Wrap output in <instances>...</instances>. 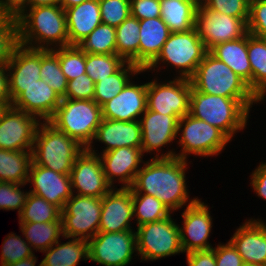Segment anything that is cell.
<instances>
[{
    "instance_id": "1",
    "label": "cell",
    "mask_w": 266,
    "mask_h": 266,
    "mask_svg": "<svg viewBox=\"0 0 266 266\" xmlns=\"http://www.w3.org/2000/svg\"><path fill=\"white\" fill-rule=\"evenodd\" d=\"M177 157L155 158L144 161L130 188L132 194H146L159 199L173 214L194 203L190 198L186 174L193 162ZM190 163V164H189Z\"/></svg>"
},
{
    "instance_id": "2",
    "label": "cell",
    "mask_w": 266,
    "mask_h": 266,
    "mask_svg": "<svg viewBox=\"0 0 266 266\" xmlns=\"http://www.w3.org/2000/svg\"><path fill=\"white\" fill-rule=\"evenodd\" d=\"M5 32L20 45L33 49L69 46L66 15L61 6L29 7Z\"/></svg>"
},
{
    "instance_id": "3",
    "label": "cell",
    "mask_w": 266,
    "mask_h": 266,
    "mask_svg": "<svg viewBox=\"0 0 266 266\" xmlns=\"http://www.w3.org/2000/svg\"><path fill=\"white\" fill-rule=\"evenodd\" d=\"M207 52L196 28L187 32H172L157 58L145 69V72L146 74L154 72L153 75L156 76L161 72L162 74L158 75L161 77L166 71V75L175 71L167 78L174 75L175 78L190 79Z\"/></svg>"
},
{
    "instance_id": "4",
    "label": "cell",
    "mask_w": 266,
    "mask_h": 266,
    "mask_svg": "<svg viewBox=\"0 0 266 266\" xmlns=\"http://www.w3.org/2000/svg\"><path fill=\"white\" fill-rule=\"evenodd\" d=\"M191 85L201 93L238 99L251 112L252 108L263 104L250 90L248 84L227 64L218 60L209 51L190 78Z\"/></svg>"
},
{
    "instance_id": "5",
    "label": "cell",
    "mask_w": 266,
    "mask_h": 266,
    "mask_svg": "<svg viewBox=\"0 0 266 266\" xmlns=\"http://www.w3.org/2000/svg\"><path fill=\"white\" fill-rule=\"evenodd\" d=\"M250 113L238 99L201 93L191 85L189 114L217 127L231 141L249 127Z\"/></svg>"
},
{
    "instance_id": "6",
    "label": "cell",
    "mask_w": 266,
    "mask_h": 266,
    "mask_svg": "<svg viewBox=\"0 0 266 266\" xmlns=\"http://www.w3.org/2000/svg\"><path fill=\"white\" fill-rule=\"evenodd\" d=\"M84 149L48 121L41 122L32 147V163L60 174H70L76 157Z\"/></svg>"
},
{
    "instance_id": "7",
    "label": "cell",
    "mask_w": 266,
    "mask_h": 266,
    "mask_svg": "<svg viewBox=\"0 0 266 266\" xmlns=\"http://www.w3.org/2000/svg\"><path fill=\"white\" fill-rule=\"evenodd\" d=\"M230 142L232 141L217 127L187 114L178 122L175 144L176 150H180L175 152V157L183 160H189L193 155V158H217Z\"/></svg>"
},
{
    "instance_id": "8",
    "label": "cell",
    "mask_w": 266,
    "mask_h": 266,
    "mask_svg": "<svg viewBox=\"0 0 266 266\" xmlns=\"http://www.w3.org/2000/svg\"><path fill=\"white\" fill-rule=\"evenodd\" d=\"M102 119V107L94 100L61 98L59 106L48 122L84 148H88Z\"/></svg>"
},
{
    "instance_id": "9",
    "label": "cell",
    "mask_w": 266,
    "mask_h": 266,
    "mask_svg": "<svg viewBox=\"0 0 266 266\" xmlns=\"http://www.w3.org/2000/svg\"><path fill=\"white\" fill-rule=\"evenodd\" d=\"M0 53L8 73V85L13 102L22 92L40 78L41 49L20 45L5 31H0Z\"/></svg>"
},
{
    "instance_id": "10",
    "label": "cell",
    "mask_w": 266,
    "mask_h": 266,
    "mask_svg": "<svg viewBox=\"0 0 266 266\" xmlns=\"http://www.w3.org/2000/svg\"><path fill=\"white\" fill-rule=\"evenodd\" d=\"M173 215L172 213L165 219L145 223L135 229L137 260L153 262L169 256L184 254L179 224Z\"/></svg>"
},
{
    "instance_id": "11",
    "label": "cell",
    "mask_w": 266,
    "mask_h": 266,
    "mask_svg": "<svg viewBox=\"0 0 266 266\" xmlns=\"http://www.w3.org/2000/svg\"><path fill=\"white\" fill-rule=\"evenodd\" d=\"M152 77L147 82V109L163 115H177L179 118L189 114L190 79L163 77V80L159 76Z\"/></svg>"
},
{
    "instance_id": "12",
    "label": "cell",
    "mask_w": 266,
    "mask_h": 266,
    "mask_svg": "<svg viewBox=\"0 0 266 266\" xmlns=\"http://www.w3.org/2000/svg\"><path fill=\"white\" fill-rule=\"evenodd\" d=\"M101 198L73 194L61 210L63 237L89 241L99 232Z\"/></svg>"
},
{
    "instance_id": "13",
    "label": "cell",
    "mask_w": 266,
    "mask_h": 266,
    "mask_svg": "<svg viewBox=\"0 0 266 266\" xmlns=\"http://www.w3.org/2000/svg\"><path fill=\"white\" fill-rule=\"evenodd\" d=\"M179 119L177 115H163L146 109L139 120L144 156L148 157L149 154L151 159L175 157L176 149L171 145L177 141ZM164 147H167V150H164Z\"/></svg>"
},
{
    "instance_id": "14",
    "label": "cell",
    "mask_w": 266,
    "mask_h": 266,
    "mask_svg": "<svg viewBox=\"0 0 266 266\" xmlns=\"http://www.w3.org/2000/svg\"><path fill=\"white\" fill-rule=\"evenodd\" d=\"M88 243L89 261L102 266H128L138 256L135 230L98 232Z\"/></svg>"
},
{
    "instance_id": "15",
    "label": "cell",
    "mask_w": 266,
    "mask_h": 266,
    "mask_svg": "<svg viewBox=\"0 0 266 266\" xmlns=\"http://www.w3.org/2000/svg\"><path fill=\"white\" fill-rule=\"evenodd\" d=\"M195 28L207 51L218 44L243 37L247 24L241 19L210 10L200 4L197 7Z\"/></svg>"
},
{
    "instance_id": "16",
    "label": "cell",
    "mask_w": 266,
    "mask_h": 266,
    "mask_svg": "<svg viewBox=\"0 0 266 266\" xmlns=\"http://www.w3.org/2000/svg\"><path fill=\"white\" fill-rule=\"evenodd\" d=\"M206 200L198 198L194 203L184 207L181 213L179 224L181 246L184 253H189L197 250H207L214 247L216 244H211L213 228V217ZM182 223V224H181Z\"/></svg>"
},
{
    "instance_id": "17",
    "label": "cell",
    "mask_w": 266,
    "mask_h": 266,
    "mask_svg": "<svg viewBox=\"0 0 266 266\" xmlns=\"http://www.w3.org/2000/svg\"><path fill=\"white\" fill-rule=\"evenodd\" d=\"M70 178L73 194L80 196L102 198L113 188L103 172L99 155L87 148L76 157Z\"/></svg>"
},
{
    "instance_id": "18",
    "label": "cell",
    "mask_w": 266,
    "mask_h": 266,
    "mask_svg": "<svg viewBox=\"0 0 266 266\" xmlns=\"http://www.w3.org/2000/svg\"><path fill=\"white\" fill-rule=\"evenodd\" d=\"M40 123L37 117L10 106L0 120V149L32 151Z\"/></svg>"
},
{
    "instance_id": "19",
    "label": "cell",
    "mask_w": 266,
    "mask_h": 266,
    "mask_svg": "<svg viewBox=\"0 0 266 266\" xmlns=\"http://www.w3.org/2000/svg\"><path fill=\"white\" fill-rule=\"evenodd\" d=\"M99 157L106 179L113 188H131L145 161L142 149L131 147L116 148Z\"/></svg>"
},
{
    "instance_id": "20",
    "label": "cell",
    "mask_w": 266,
    "mask_h": 266,
    "mask_svg": "<svg viewBox=\"0 0 266 266\" xmlns=\"http://www.w3.org/2000/svg\"><path fill=\"white\" fill-rule=\"evenodd\" d=\"M141 73L145 74V70H141L118 95L102 106L103 118L117 121L140 120L147 109V82L140 81L139 84L137 77Z\"/></svg>"
},
{
    "instance_id": "21",
    "label": "cell",
    "mask_w": 266,
    "mask_h": 266,
    "mask_svg": "<svg viewBox=\"0 0 266 266\" xmlns=\"http://www.w3.org/2000/svg\"><path fill=\"white\" fill-rule=\"evenodd\" d=\"M130 188H112L101 198L99 232L135 230Z\"/></svg>"
},
{
    "instance_id": "22",
    "label": "cell",
    "mask_w": 266,
    "mask_h": 266,
    "mask_svg": "<svg viewBox=\"0 0 266 266\" xmlns=\"http://www.w3.org/2000/svg\"><path fill=\"white\" fill-rule=\"evenodd\" d=\"M239 225L229 241L244 263L266 266V220L250 217Z\"/></svg>"
},
{
    "instance_id": "23",
    "label": "cell",
    "mask_w": 266,
    "mask_h": 266,
    "mask_svg": "<svg viewBox=\"0 0 266 266\" xmlns=\"http://www.w3.org/2000/svg\"><path fill=\"white\" fill-rule=\"evenodd\" d=\"M97 142L104 145L100 153L95 146ZM141 142L142 132L139 120L117 121L103 118L94 140L87 149L99 155L120 147L141 148Z\"/></svg>"
},
{
    "instance_id": "24",
    "label": "cell",
    "mask_w": 266,
    "mask_h": 266,
    "mask_svg": "<svg viewBox=\"0 0 266 266\" xmlns=\"http://www.w3.org/2000/svg\"><path fill=\"white\" fill-rule=\"evenodd\" d=\"M27 184L30 193L55 204L61 210L73 195L70 174H60L33 163L30 165Z\"/></svg>"
},
{
    "instance_id": "25",
    "label": "cell",
    "mask_w": 266,
    "mask_h": 266,
    "mask_svg": "<svg viewBox=\"0 0 266 266\" xmlns=\"http://www.w3.org/2000/svg\"><path fill=\"white\" fill-rule=\"evenodd\" d=\"M61 102V97L43 79L23 88V92L11 106L37 117L41 122L49 121Z\"/></svg>"
},
{
    "instance_id": "26",
    "label": "cell",
    "mask_w": 266,
    "mask_h": 266,
    "mask_svg": "<svg viewBox=\"0 0 266 266\" xmlns=\"http://www.w3.org/2000/svg\"><path fill=\"white\" fill-rule=\"evenodd\" d=\"M66 15L69 46L78 45L101 21L99 0H87L64 9Z\"/></svg>"
},
{
    "instance_id": "27",
    "label": "cell",
    "mask_w": 266,
    "mask_h": 266,
    "mask_svg": "<svg viewBox=\"0 0 266 266\" xmlns=\"http://www.w3.org/2000/svg\"><path fill=\"white\" fill-rule=\"evenodd\" d=\"M139 68L145 70L172 33L161 17L139 20Z\"/></svg>"
},
{
    "instance_id": "28",
    "label": "cell",
    "mask_w": 266,
    "mask_h": 266,
    "mask_svg": "<svg viewBox=\"0 0 266 266\" xmlns=\"http://www.w3.org/2000/svg\"><path fill=\"white\" fill-rule=\"evenodd\" d=\"M218 60L227 64L252 91V72L247 50V33L236 40L216 45L209 51Z\"/></svg>"
},
{
    "instance_id": "29",
    "label": "cell",
    "mask_w": 266,
    "mask_h": 266,
    "mask_svg": "<svg viewBox=\"0 0 266 266\" xmlns=\"http://www.w3.org/2000/svg\"><path fill=\"white\" fill-rule=\"evenodd\" d=\"M62 239L68 240L61 242ZM43 253L41 266H78L80 261L89 260L87 240L62 237Z\"/></svg>"
},
{
    "instance_id": "30",
    "label": "cell",
    "mask_w": 266,
    "mask_h": 266,
    "mask_svg": "<svg viewBox=\"0 0 266 266\" xmlns=\"http://www.w3.org/2000/svg\"><path fill=\"white\" fill-rule=\"evenodd\" d=\"M247 50L252 72V92L266 102V39L247 32Z\"/></svg>"
},
{
    "instance_id": "31",
    "label": "cell",
    "mask_w": 266,
    "mask_h": 266,
    "mask_svg": "<svg viewBox=\"0 0 266 266\" xmlns=\"http://www.w3.org/2000/svg\"><path fill=\"white\" fill-rule=\"evenodd\" d=\"M160 17L171 32H187L195 28L197 6L180 0H160Z\"/></svg>"
},
{
    "instance_id": "32",
    "label": "cell",
    "mask_w": 266,
    "mask_h": 266,
    "mask_svg": "<svg viewBox=\"0 0 266 266\" xmlns=\"http://www.w3.org/2000/svg\"><path fill=\"white\" fill-rule=\"evenodd\" d=\"M19 232L23 234L31 249L35 252L48 250L63 237L62 222H18Z\"/></svg>"
},
{
    "instance_id": "33",
    "label": "cell",
    "mask_w": 266,
    "mask_h": 266,
    "mask_svg": "<svg viewBox=\"0 0 266 266\" xmlns=\"http://www.w3.org/2000/svg\"><path fill=\"white\" fill-rule=\"evenodd\" d=\"M32 151L0 149V182H28Z\"/></svg>"
},
{
    "instance_id": "34",
    "label": "cell",
    "mask_w": 266,
    "mask_h": 266,
    "mask_svg": "<svg viewBox=\"0 0 266 266\" xmlns=\"http://www.w3.org/2000/svg\"><path fill=\"white\" fill-rule=\"evenodd\" d=\"M140 71L141 69L138 66L131 62H126L117 72L95 83L93 100L102 107L118 95Z\"/></svg>"
},
{
    "instance_id": "35",
    "label": "cell",
    "mask_w": 266,
    "mask_h": 266,
    "mask_svg": "<svg viewBox=\"0 0 266 266\" xmlns=\"http://www.w3.org/2000/svg\"><path fill=\"white\" fill-rule=\"evenodd\" d=\"M115 29L117 55L139 67V20L130 15Z\"/></svg>"
},
{
    "instance_id": "36",
    "label": "cell",
    "mask_w": 266,
    "mask_h": 266,
    "mask_svg": "<svg viewBox=\"0 0 266 266\" xmlns=\"http://www.w3.org/2000/svg\"><path fill=\"white\" fill-rule=\"evenodd\" d=\"M18 218V222H62L58 206L30 192Z\"/></svg>"
},
{
    "instance_id": "37",
    "label": "cell",
    "mask_w": 266,
    "mask_h": 266,
    "mask_svg": "<svg viewBox=\"0 0 266 266\" xmlns=\"http://www.w3.org/2000/svg\"><path fill=\"white\" fill-rule=\"evenodd\" d=\"M132 203L135 228L145 223L165 219L172 214L159 199L151 195L132 194Z\"/></svg>"
},
{
    "instance_id": "38",
    "label": "cell",
    "mask_w": 266,
    "mask_h": 266,
    "mask_svg": "<svg viewBox=\"0 0 266 266\" xmlns=\"http://www.w3.org/2000/svg\"><path fill=\"white\" fill-rule=\"evenodd\" d=\"M78 46L89 54H117L116 29L101 23Z\"/></svg>"
},
{
    "instance_id": "39",
    "label": "cell",
    "mask_w": 266,
    "mask_h": 266,
    "mask_svg": "<svg viewBox=\"0 0 266 266\" xmlns=\"http://www.w3.org/2000/svg\"><path fill=\"white\" fill-rule=\"evenodd\" d=\"M40 78L61 98L67 90V79L62 73L57 55L50 49H41Z\"/></svg>"
},
{
    "instance_id": "40",
    "label": "cell",
    "mask_w": 266,
    "mask_h": 266,
    "mask_svg": "<svg viewBox=\"0 0 266 266\" xmlns=\"http://www.w3.org/2000/svg\"><path fill=\"white\" fill-rule=\"evenodd\" d=\"M126 61L117 54H89L85 52L86 74L94 83L117 72Z\"/></svg>"
},
{
    "instance_id": "41",
    "label": "cell",
    "mask_w": 266,
    "mask_h": 266,
    "mask_svg": "<svg viewBox=\"0 0 266 266\" xmlns=\"http://www.w3.org/2000/svg\"><path fill=\"white\" fill-rule=\"evenodd\" d=\"M58 57L62 73L67 81L85 74V52L78 45L51 49Z\"/></svg>"
},
{
    "instance_id": "42",
    "label": "cell",
    "mask_w": 266,
    "mask_h": 266,
    "mask_svg": "<svg viewBox=\"0 0 266 266\" xmlns=\"http://www.w3.org/2000/svg\"><path fill=\"white\" fill-rule=\"evenodd\" d=\"M10 232L2 242L0 253V266L16 263L35 254L29 243L22 237Z\"/></svg>"
},
{
    "instance_id": "43",
    "label": "cell",
    "mask_w": 266,
    "mask_h": 266,
    "mask_svg": "<svg viewBox=\"0 0 266 266\" xmlns=\"http://www.w3.org/2000/svg\"><path fill=\"white\" fill-rule=\"evenodd\" d=\"M27 183L0 182V210L22 212L29 191L24 189ZM27 190V191H26Z\"/></svg>"
},
{
    "instance_id": "44",
    "label": "cell",
    "mask_w": 266,
    "mask_h": 266,
    "mask_svg": "<svg viewBox=\"0 0 266 266\" xmlns=\"http://www.w3.org/2000/svg\"><path fill=\"white\" fill-rule=\"evenodd\" d=\"M103 24L118 27L130 15V0H99Z\"/></svg>"
},
{
    "instance_id": "45",
    "label": "cell",
    "mask_w": 266,
    "mask_h": 266,
    "mask_svg": "<svg viewBox=\"0 0 266 266\" xmlns=\"http://www.w3.org/2000/svg\"><path fill=\"white\" fill-rule=\"evenodd\" d=\"M202 5L210 10L241 18L248 23L250 0H202Z\"/></svg>"
},
{
    "instance_id": "46",
    "label": "cell",
    "mask_w": 266,
    "mask_h": 266,
    "mask_svg": "<svg viewBox=\"0 0 266 266\" xmlns=\"http://www.w3.org/2000/svg\"><path fill=\"white\" fill-rule=\"evenodd\" d=\"M247 31L253 36L266 39V0H250Z\"/></svg>"
},
{
    "instance_id": "47",
    "label": "cell",
    "mask_w": 266,
    "mask_h": 266,
    "mask_svg": "<svg viewBox=\"0 0 266 266\" xmlns=\"http://www.w3.org/2000/svg\"><path fill=\"white\" fill-rule=\"evenodd\" d=\"M94 93L95 83L85 73L68 81L67 90L63 98L74 100H93Z\"/></svg>"
},
{
    "instance_id": "48",
    "label": "cell",
    "mask_w": 266,
    "mask_h": 266,
    "mask_svg": "<svg viewBox=\"0 0 266 266\" xmlns=\"http://www.w3.org/2000/svg\"><path fill=\"white\" fill-rule=\"evenodd\" d=\"M29 0H0V31H5L27 8Z\"/></svg>"
},
{
    "instance_id": "49",
    "label": "cell",
    "mask_w": 266,
    "mask_h": 266,
    "mask_svg": "<svg viewBox=\"0 0 266 266\" xmlns=\"http://www.w3.org/2000/svg\"><path fill=\"white\" fill-rule=\"evenodd\" d=\"M213 249L216 266H242L244 264L243 259L229 240L226 243L219 242Z\"/></svg>"
},
{
    "instance_id": "50",
    "label": "cell",
    "mask_w": 266,
    "mask_h": 266,
    "mask_svg": "<svg viewBox=\"0 0 266 266\" xmlns=\"http://www.w3.org/2000/svg\"><path fill=\"white\" fill-rule=\"evenodd\" d=\"M130 11L138 20L160 17V0H130Z\"/></svg>"
},
{
    "instance_id": "51",
    "label": "cell",
    "mask_w": 266,
    "mask_h": 266,
    "mask_svg": "<svg viewBox=\"0 0 266 266\" xmlns=\"http://www.w3.org/2000/svg\"><path fill=\"white\" fill-rule=\"evenodd\" d=\"M249 177V185L254 194L266 202V160L259 161L258 166L250 172Z\"/></svg>"
},
{
    "instance_id": "52",
    "label": "cell",
    "mask_w": 266,
    "mask_h": 266,
    "mask_svg": "<svg viewBox=\"0 0 266 266\" xmlns=\"http://www.w3.org/2000/svg\"><path fill=\"white\" fill-rule=\"evenodd\" d=\"M188 266H216L215 251L213 248L186 253Z\"/></svg>"
},
{
    "instance_id": "53",
    "label": "cell",
    "mask_w": 266,
    "mask_h": 266,
    "mask_svg": "<svg viewBox=\"0 0 266 266\" xmlns=\"http://www.w3.org/2000/svg\"><path fill=\"white\" fill-rule=\"evenodd\" d=\"M0 101H11L8 85V73L4 57L0 53Z\"/></svg>"
},
{
    "instance_id": "54",
    "label": "cell",
    "mask_w": 266,
    "mask_h": 266,
    "mask_svg": "<svg viewBox=\"0 0 266 266\" xmlns=\"http://www.w3.org/2000/svg\"><path fill=\"white\" fill-rule=\"evenodd\" d=\"M44 5L61 6V0H29L28 1V8L36 7V6H44Z\"/></svg>"
},
{
    "instance_id": "55",
    "label": "cell",
    "mask_w": 266,
    "mask_h": 266,
    "mask_svg": "<svg viewBox=\"0 0 266 266\" xmlns=\"http://www.w3.org/2000/svg\"><path fill=\"white\" fill-rule=\"evenodd\" d=\"M37 260H38V257H37V255L35 256V254H34L31 257H28V258L22 259L16 263L4 265V266H36V263L38 262ZM37 266H41V264H39Z\"/></svg>"
},
{
    "instance_id": "56",
    "label": "cell",
    "mask_w": 266,
    "mask_h": 266,
    "mask_svg": "<svg viewBox=\"0 0 266 266\" xmlns=\"http://www.w3.org/2000/svg\"><path fill=\"white\" fill-rule=\"evenodd\" d=\"M84 1H87V0H61V7L63 9H67L72 6L79 5Z\"/></svg>"
},
{
    "instance_id": "57",
    "label": "cell",
    "mask_w": 266,
    "mask_h": 266,
    "mask_svg": "<svg viewBox=\"0 0 266 266\" xmlns=\"http://www.w3.org/2000/svg\"><path fill=\"white\" fill-rule=\"evenodd\" d=\"M12 101H0V120L3 117L4 113L11 106Z\"/></svg>"
},
{
    "instance_id": "58",
    "label": "cell",
    "mask_w": 266,
    "mask_h": 266,
    "mask_svg": "<svg viewBox=\"0 0 266 266\" xmlns=\"http://www.w3.org/2000/svg\"><path fill=\"white\" fill-rule=\"evenodd\" d=\"M180 1H183V2H192L194 3L197 7L202 4V0H180Z\"/></svg>"
},
{
    "instance_id": "59",
    "label": "cell",
    "mask_w": 266,
    "mask_h": 266,
    "mask_svg": "<svg viewBox=\"0 0 266 266\" xmlns=\"http://www.w3.org/2000/svg\"><path fill=\"white\" fill-rule=\"evenodd\" d=\"M242 266H260V265L244 263Z\"/></svg>"
}]
</instances>
